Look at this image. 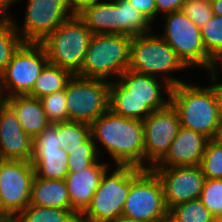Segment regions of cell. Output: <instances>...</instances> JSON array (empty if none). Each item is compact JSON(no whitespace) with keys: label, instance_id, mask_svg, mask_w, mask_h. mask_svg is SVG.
<instances>
[{"label":"cell","instance_id":"obj_43","mask_svg":"<svg viewBox=\"0 0 222 222\" xmlns=\"http://www.w3.org/2000/svg\"><path fill=\"white\" fill-rule=\"evenodd\" d=\"M156 222H178L170 212H168L166 215L162 216L158 221Z\"/></svg>","mask_w":222,"mask_h":222},{"label":"cell","instance_id":"obj_45","mask_svg":"<svg viewBox=\"0 0 222 222\" xmlns=\"http://www.w3.org/2000/svg\"><path fill=\"white\" fill-rule=\"evenodd\" d=\"M0 222H18V221L15 217H6V218L0 219Z\"/></svg>","mask_w":222,"mask_h":222},{"label":"cell","instance_id":"obj_1","mask_svg":"<svg viewBox=\"0 0 222 222\" xmlns=\"http://www.w3.org/2000/svg\"><path fill=\"white\" fill-rule=\"evenodd\" d=\"M90 127L91 137L101 159L110 165L144 169L145 150L141 120L126 118L108 109Z\"/></svg>","mask_w":222,"mask_h":222},{"label":"cell","instance_id":"obj_46","mask_svg":"<svg viewBox=\"0 0 222 222\" xmlns=\"http://www.w3.org/2000/svg\"><path fill=\"white\" fill-rule=\"evenodd\" d=\"M4 103V98L3 95L1 93V88H0V106Z\"/></svg>","mask_w":222,"mask_h":222},{"label":"cell","instance_id":"obj_41","mask_svg":"<svg viewBox=\"0 0 222 222\" xmlns=\"http://www.w3.org/2000/svg\"><path fill=\"white\" fill-rule=\"evenodd\" d=\"M212 140L215 141L218 145H220L222 147V121H221V124L219 125V127L216 131V134Z\"/></svg>","mask_w":222,"mask_h":222},{"label":"cell","instance_id":"obj_6","mask_svg":"<svg viewBox=\"0 0 222 222\" xmlns=\"http://www.w3.org/2000/svg\"><path fill=\"white\" fill-rule=\"evenodd\" d=\"M132 37L119 34H93L76 74L85 78L113 82L129 67Z\"/></svg>","mask_w":222,"mask_h":222},{"label":"cell","instance_id":"obj_17","mask_svg":"<svg viewBox=\"0 0 222 222\" xmlns=\"http://www.w3.org/2000/svg\"><path fill=\"white\" fill-rule=\"evenodd\" d=\"M33 139L23 130L14 111L4 102L0 106L1 160L31 161Z\"/></svg>","mask_w":222,"mask_h":222},{"label":"cell","instance_id":"obj_33","mask_svg":"<svg viewBox=\"0 0 222 222\" xmlns=\"http://www.w3.org/2000/svg\"><path fill=\"white\" fill-rule=\"evenodd\" d=\"M200 167L206 179L222 178V147L212 139L207 142Z\"/></svg>","mask_w":222,"mask_h":222},{"label":"cell","instance_id":"obj_15","mask_svg":"<svg viewBox=\"0 0 222 222\" xmlns=\"http://www.w3.org/2000/svg\"><path fill=\"white\" fill-rule=\"evenodd\" d=\"M151 169L161 181L168 210L200 197L206 180L200 166L152 167Z\"/></svg>","mask_w":222,"mask_h":222},{"label":"cell","instance_id":"obj_29","mask_svg":"<svg viewBox=\"0 0 222 222\" xmlns=\"http://www.w3.org/2000/svg\"><path fill=\"white\" fill-rule=\"evenodd\" d=\"M57 135L62 149L67 146L76 147L83 144L91 136L89 124L75 121H63L57 123Z\"/></svg>","mask_w":222,"mask_h":222},{"label":"cell","instance_id":"obj_13","mask_svg":"<svg viewBox=\"0 0 222 222\" xmlns=\"http://www.w3.org/2000/svg\"><path fill=\"white\" fill-rule=\"evenodd\" d=\"M34 177L31 161H0L1 219L15 217L29 205Z\"/></svg>","mask_w":222,"mask_h":222},{"label":"cell","instance_id":"obj_24","mask_svg":"<svg viewBox=\"0 0 222 222\" xmlns=\"http://www.w3.org/2000/svg\"><path fill=\"white\" fill-rule=\"evenodd\" d=\"M115 1L119 4V35L134 37L154 31L155 27L128 0Z\"/></svg>","mask_w":222,"mask_h":222},{"label":"cell","instance_id":"obj_16","mask_svg":"<svg viewBox=\"0 0 222 222\" xmlns=\"http://www.w3.org/2000/svg\"><path fill=\"white\" fill-rule=\"evenodd\" d=\"M31 164L35 175L44 179H65L68 172V153L60 147L57 123L50 124L33 139Z\"/></svg>","mask_w":222,"mask_h":222},{"label":"cell","instance_id":"obj_44","mask_svg":"<svg viewBox=\"0 0 222 222\" xmlns=\"http://www.w3.org/2000/svg\"><path fill=\"white\" fill-rule=\"evenodd\" d=\"M220 70H222V56L218 59V60H216V62H215V67H214V72L216 73V74H218V75H220V74H222L221 72L222 71H220Z\"/></svg>","mask_w":222,"mask_h":222},{"label":"cell","instance_id":"obj_34","mask_svg":"<svg viewBox=\"0 0 222 222\" xmlns=\"http://www.w3.org/2000/svg\"><path fill=\"white\" fill-rule=\"evenodd\" d=\"M181 11L199 28L213 16L210 0H184Z\"/></svg>","mask_w":222,"mask_h":222},{"label":"cell","instance_id":"obj_37","mask_svg":"<svg viewBox=\"0 0 222 222\" xmlns=\"http://www.w3.org/2000/svg\"><path fill=\"white\" fill-rule=\"evenodd\" d=\"M183 3L184 0H155L157 21H159V18L165 14L181 11Z\"/></svg>","mask_w":222,"mask_h":222},{"label":"cell","instance_id":"obj_25","mask_svg":"<svg viewBox=\"0 0 222 222\" xmlns=\"http://www.w3.org/2000/svg\"><path fill=\"white\" fill-rule=\"evenodd\" d=\"M77 217L73 210L31 204L15 216L18 222H73Z\"/></svg>","mask_w":222,"mask_h":222},{"label":"cell","instance_id":"obj_5","mask_svg":"<svg viewBox=\"0 0 222 222\" xmlns=\"http://www.w3.org/2000/svg\"><path fill=\"white\" fill-rule=\"evenodd\" d=\"M159 20L158 23L162 21L160 23L162 28L157 23L155 27L159 32L156 28L154 30L191 71L197 70L202 73L214 70L216 61L204 47L200 28L189 17L182 11H175L161 16Z\"/></svg>","mask_w":222,"mask_h":222},{"label":"cell","instance_id":"obj_35","mask_svg":"<svg viewBox=\"0 0 222 222\" xmlns=\"http://www.w3.org/2000/svg\"><path fill=\"white\" fill-rule=\"evenodd\" d=\"M206 73V76L208 77L205 78L204 82L208 83L207 85L212 89L216 106L218 109V114L222 121V76L216 74L213 70ZM207 79H209V81H207Z\"/></svg>","mask_w":222,"mask_h":222},{"label":"cell","instance_id":"obj_19","mask_svg":"<svg viewBox=\"0 0 222 222\" xmlns=\"http://www.w3.org/2000/svg\"><path fill=\"white\" fill-rule=\"evenodd\" d=\"M209 140L202 133L180 127L168 152L154 167L200 166Z\"/></svg>","mask_w":222,"mask_h":222},{"label":"cell","instance_id":"obj_20","mask_svg":"<svg viewBox=\"0 0 222 222\" xmlns=\"http://www.w3.org/2000/svg\"><path fill=\"white\" fill-rule=\"evenodd\" d=\"M4 102L14 111L23 130L34 139L51 123L48 121L41 100L27 95L4 98Z\"/></svg>","mask_w":222,"mask_h":222},{"label":"cell","instance_id":"obj_28","mask_svg":"<svg viewBox=\"0 0 222 222\" xmlns=\"http://www.w3.org/2000/svg\"><path fill=\"white\" fill-rule=\"evenodd\" d=\"M169 212L178 222H218L199 198L176 205Z\"/></svg>","mask_w":222,"mask_h":222},{"label":"cell","instance_id":"obj_39","mask_svg":"<svg viewBox=\"0 0 222 222\" xmlns=\"http://www.w3.org/2000/svg\"><path fill=\"white\" fill-rule=\"evenodd\" d=\"M101 0H69V5L73 15H77L84 8L94 5Z\"/></svg>","mask_w":222,"mask_h":222},{"label":"cell","instance_id":"obj_9","mask_svg":"<svg viewBox=\"0 0 222 222\" xmlns=\"http://www.w3.org/2000/svg\"><path fill=\"white\" fill-rule=\"evenodd\" d=\"M130 191V166L111 165L103 174L81 222H109L122 215Z\"/></svg>","mask_w":222,"mask_h":222},{"label":"cell","instance_id":"obj_3","mask_svg":"<svg viewBox=\"0 0 222 222\" xmlns=\"http://www.w3.org/2000/svg\"><path fill=\"white\" fill-rule=\"evenodd\" d=\"M128 69L161 78L172 87L191 81V77L188 76V80L182 75L183 72H191V70L155 30L148 34L132 37Z\"/></svg>","mask_w":222,"mask_h":222},{"label":"cell","instance_id":"obj_38","mask_svg":"<svg viewBox=\"0 0 222 222\" xmlns=\"http://www.w3.org/2000/svg\"><path fill=\"white\" fill-rule=\"evenodd\" d=\"M17 1L18 0H0V19H12V17L16 15V9L14 11L13 8H18L19 5ZM12 11H14L13 14L11 13Z\"/></svg>","mask_w":222,"mask_h":222},{"label":"cell","instance_id":"obj_2","mask_svg":"<svg viewBox=\"0 0 222 222\" xmlns=\"http://www.w3.org/2000/svg\"><path fill=\"white\" fill-rule=\"evenodd\" d=\"M172 86L165 80L125 70L109 85V109L120 116L143 121L171 102Z\"/></svg>","mask_w":222,"mask_h":222},{"label":"cell","instance_id":"obj_47","mask_svg":"<svg viewBox=\"0 0 222 222\" xmlns=\"http://www.w3.org/2000/svg\"><path fill=\"white\" fill-rule=\"evenodd\" d=\"M73 222H81V220L79 217H77Z\"/></svg>","mask_w":222,"mask_h":222},{"label":"cell","instance_id":"obj_36","mask_svg":"<svg viewBox=\"0 0 222 222\" xmlns=\"http://www.w3.org/2000/svg\"><path fill=\"white\" fill-rule=\"evenodd\" d=\"M135 9L143 14L155 26L157 24V8L155 0H128Z\"/></svg>","mask_w":222,"mask_h":222},{"label":"cell","instance_id":"obj_31","mask_svg":"<svg viewBox=\"0 0 222 222\" xmlns=\"http://www.w3.org/2000/svg\"><path fill=\"white\" fill-rule=\"evenodd\" d=\"M199 199L219 222L222 219V178L206 179Z\"/></svg>","mask_w":222,"mask_h":222},{"label":"cell","instance_id":"obj_22","mask_svg":"<svg viewBox=\"0 0 222 222\" xmlns=\"http://www.w3.org/2000/svg\"><path fill=\"white\" fill-rule=\"evenodd\" d=\"M29 204L71 210L66 180L44 179L35 175Z\"/></svg>","mask_w":222,"mask_h":222},{"label":"cell","instance_id":"obj_14","mask_svg":"<svg viewBox=\"0 0 222 222\" xmlns=\"http://www.w3.org/2000/svg\"><path fill=\"white\" fill-rule=\"evenodd\" d=\"M144 169L154 167L168 152L180 127L177 110L171 103L153 111L143 121Z\"/></svg>","mask_w":222,"mask_h":222},{"label":"cell","instance_id":"obj_8","mask_svg":"<svg viewBox=\"0 0 222 222\" xmlns=\"http://www.w3.org/2000/svg\"><path fill=\"white\" fill-rule=\"evenodd\" d=\"M168 212L156 173L152 169L130 166V191L122 215L142 222H156Z\"/></svg>","mask_w":222,"mask_h":222},{"label":"cell","instance_id":"obj_26","mask_svg":"<svg viewBox=\"0 0 222 222\" xmlns=\"http://www.w3.org/2000/svg\"><path fill=\"white\" fill-rule=\"evenodd\" d=\"M23 43L12 20L0 19V74Z\"/></svg>","mask_w":222,"mask_h":222},{"label":"cell","instance_id":"obj_40","mask_svg":"<svg viewBox=\"0 0 222 222\" xmlns=\"http://www.w3.org/2000/svg\"><path fill=\"white\" fill-rule=\"evenodd\" d=\"M213 15L222 16V0H210Z\"/></svg>","mask_w":222,"mask_h":222},{"label":"cell","instance_id":"obj_10","mask_svg":"<svg viewBox=\"0 0 222 222\" xmlns=\"http://www.w3.org/2000/svg\"><path fill=\"white\" fill-rule=\"evenodd\" d=\"M22 8V20L14 15L12 22L24 43H41L59 25L73 14L69 0H18ZM25 10V11H24ZM16 18V19H15ZM18 19V21H17Z\"/></svg>","mask_w":222,"mask_h":222},{"label":"cell","instance_id":"obj_18","mask_svg":"<svg viewBox=\"0 0 222 222\" xmlns=\"http://www.w3.org/2000/svg\"><path fill=\"white\" fill-rule=\"evenodd\" d=\"M111 165L99 158L91 166L76 173H68L65 180L71 201V210L80 216L90 205L100 180Z\"/></svg>","mask_w":222,"mask_h":222},{"label":"cell","instance_id":"obj_30","mask_svg":"<svg viewBox=\"0 0 222 222\" xmlns=\"http://www.w3.org/2000/svg\"><path fill=\"white\" fill-rule=\"evenodd\" d=\"M200 30L207 53L218 60L222 56V16L213 15Z\"/></svg>","mask_w":222,"mask_h":222},{"label":"cell","instance_id":"obj_23","mask_svg":"<svg viewBox=\"0 0 222 222\" xmlns=\"http://www.w3.org/2000/svg\"><path fill=\"white\" fill-rule=\"evenodd\" d=\"M72 76L73 74L69 70L48 63L43 68L28 95L41 98L42 96L62 91Z\"/></svg>","mask_w":222,"mask_h":222},{"label":"cell","instance_id":"obj_27","mask_svg":"<svg viewBox=\"0 0 222 222\" xmlns=\"http://www.w3.org/2000/svg\"><path fill=\"white\" fill-rule=\"evenodd\" d=\"M66 151L68 153L69 173H76L81 169L89 167L100 158L91 136L79 146H67Z\"/></svg>","mask_w":222,"mask_h":222},{"label":"cell","instance_id":"obj_21","mask_svg":"<svg viewBox=\"0 0 222 222\" xmlns=\"http://www.w3.org/2000/svg\"><path fill=\"white\" fill-rule=\"evenodd\" d=\"M77 16L93 34H119V4L115 0H101Z\"/></svg>","mask_w":222,"mask_h":222},{"label":"cell","instance_id":"obj_12","mask_svg":"<svg viewBox=\"0 0 222 222\" xmlns=\"http://www.w3.org/2000/svg\"><path fill=\"white\" fill-rule=\"evenodd\" d=\"M110 82L73 75L65 87L68 121L91 125L109 109Z\"/></svg>","mask_w":222,"mask_h":222},{"label":"cell","instance_id":"obj_7","mask_svg":"<svg viewBox=\"0 0 222 222\" xmlns=\"http://www.w3.org/2000/svg\"><path fill=\"white\" fill-rule=\"evenodd\" d=\"M92 36L84 22L77 15H72L40 44L50 64L76 75L81 70Z\"/></svg>","mask_w":222,"mask_h":222},{"label":"cell","instance_id":"obj_11","mask_svg":"<svg viewBox=\"0 0 222 222\" xmlns=\"http://www.w3.org/2000/svg\"><path fill=\"white\" fill-rule=\"evenodd\" d=\"M48 63L46 51L40 43H23L0 74L3 98L29 94Z\"/></svg>","mask_w":222,"mask_h":222},{"label":"cell","instance_id":"obj_42","mask_svg":"<svg viewBox=\"0 0 222 222\" xmlns=\"http://www.w3.org/2000/svg\"><path fill=\"white\" fill-rule=\"evenodd\" d=\"M109 222H142V221H138V220H135V219H131V218H128V217H125L123 215L109 221Z\"/></svg>","mask_w":222,"mask_h":222},{"label":"cell","instance_id":"obj_32","mask_svg":"<svg viewBox=\"0 0 222 222\" xmlns=\"http://www.w3.org/2000/svg\"><path fill=\"white\" fill-rule=\"evenodd\" d=\"M51 124L68 121L65 89L39 98Z\"/></svg>","mask_w":222,"mask_h":222},{"label":"cell","instance_id":"obj_4","mask_svg":"<svg viewBox=\"0 0 222 222\" xmlns=\"http://www.w3.org/2000/svg\"><path fill=\"white\" fill-rule=\"evenodd\" d=\"M192 81L191 78V82L173 86L170 103L178 112L181 127L202 133L211 140L221 124L214 95L207 83Z\"/></svg>","mask_w":222,"mask_h":222}]
</instances>
